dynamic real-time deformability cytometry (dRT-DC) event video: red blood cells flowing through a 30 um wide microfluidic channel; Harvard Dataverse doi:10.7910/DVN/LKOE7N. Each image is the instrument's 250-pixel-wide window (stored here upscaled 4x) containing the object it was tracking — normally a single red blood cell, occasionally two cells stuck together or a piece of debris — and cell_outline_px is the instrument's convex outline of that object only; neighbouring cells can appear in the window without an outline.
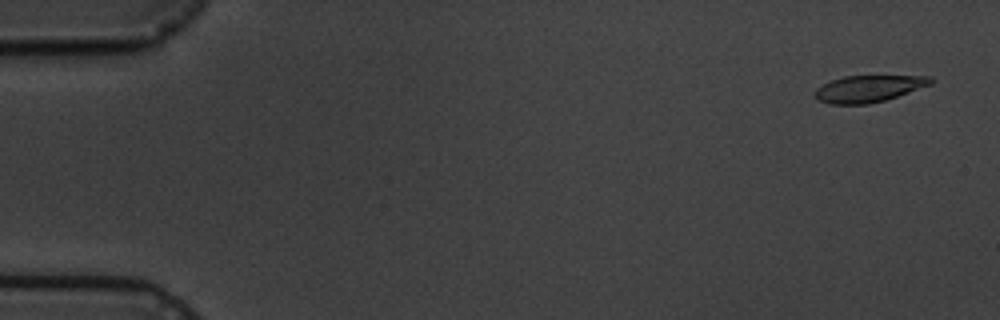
{"species": "common noctule bat (a hibernating species)", "species_latin": "Nyctalus noctula", "temperature_condition": "cold", "stored_images_in_passage": 4, "camera_frame_rate_fps": 3000, "um_per_image_px": 0.085, "animal": {"sex": "male", "body_mass_g": 19.5, "forearm_length_mm": 54.6}, "frame": {"image": 1, "passage_image": 1, "time_ms": 0.0, "image_size_px": [1000, 320], "cell_outline_px": [[936, 80], [932, 84], [884, 100], [868, 104], [832, 104], [820, 100], [812, 92], [816, 88], [832, 80], [844, 76], [932, 76]], "centroid_in_image_um": [73.85, 7.52], "position_along_channel_um": 11.1, "area_um2": 17.86}}